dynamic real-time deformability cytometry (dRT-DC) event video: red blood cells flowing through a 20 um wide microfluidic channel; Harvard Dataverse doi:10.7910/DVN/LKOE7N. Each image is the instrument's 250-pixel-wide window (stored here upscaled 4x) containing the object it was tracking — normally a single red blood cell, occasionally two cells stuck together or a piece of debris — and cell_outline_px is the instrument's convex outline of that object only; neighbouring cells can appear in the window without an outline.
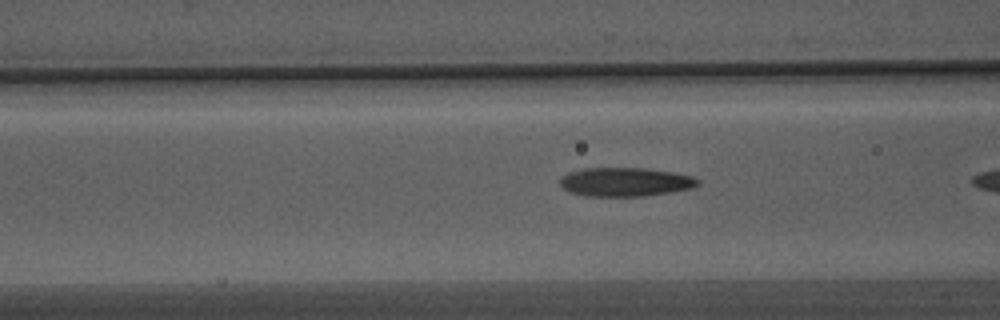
{"species": "Egyptian fruit bat (a non-hibernating species)", "species_latin": "Rousettus aegyptiacus", "temperature_condition": "warm", "stored_images_in_passage": 6, "camera_frame_rate_fps": 3000, "um_per_image_px": 0.085, "animal": {"sex": "male"}, "frame": {"image": 1, "passage_image": 5, "time_ms": 1.333, "image_size_px": [1000, 320], "cell_outline_px": [[700, 184], [692, 188], [644, 196], [584, 196], [568, 192], [560, 184], [560, 176], [568, 172], [584, 168], [644, 168], [672, 172], [692, 176], [700, 180]], "centroid_in_image_um": [53.11, 15.46], "position_along_channel_um": 113.5, "area_um2": 23.24}}